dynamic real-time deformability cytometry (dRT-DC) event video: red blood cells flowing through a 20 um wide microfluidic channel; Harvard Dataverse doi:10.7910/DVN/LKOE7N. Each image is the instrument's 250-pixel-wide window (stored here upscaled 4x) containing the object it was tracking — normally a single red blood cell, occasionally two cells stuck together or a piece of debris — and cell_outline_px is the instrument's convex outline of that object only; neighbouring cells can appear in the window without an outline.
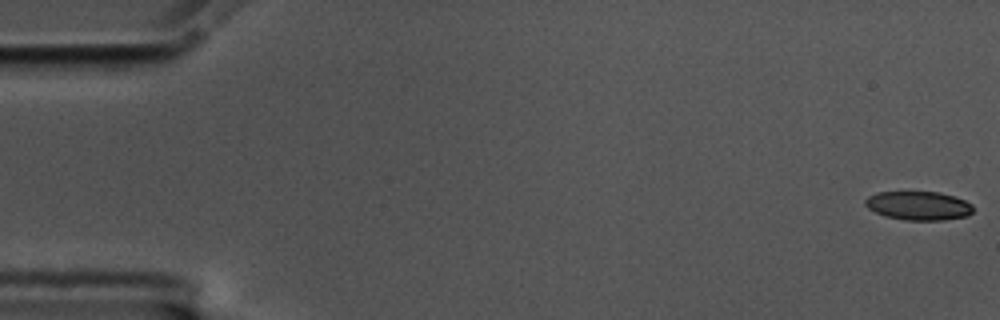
{"species": "common noctule bat (a hibernating species)", "species_latin": "Nyctalus noctula", "temperature_condition": "cold", "stored_images_in_passage": 58, "camera_frame_rate_fps": 3000, "um_per_image_px": 0.085, "animal": {"sex": "male", "body_mass_g": 17.5, "forearm_length_mm": 52.3}, "frame": {"image": 1, "passage_image": 1, "time_ms": 0.0, "image_size_px": [1000, 320], "cell_outline_px": [[972, 212], [968, 216], [944, 220], [904, 220], [884, 216], [868, 208], [864, 204], [864, 200], [868, 196], [876, 192], [940, 192], [956, 196], [972, 204]], "centroid_in_image_um": [78.07, 17.48], "position_along_channel_um": 6.9, "area_um2": 18.26}}
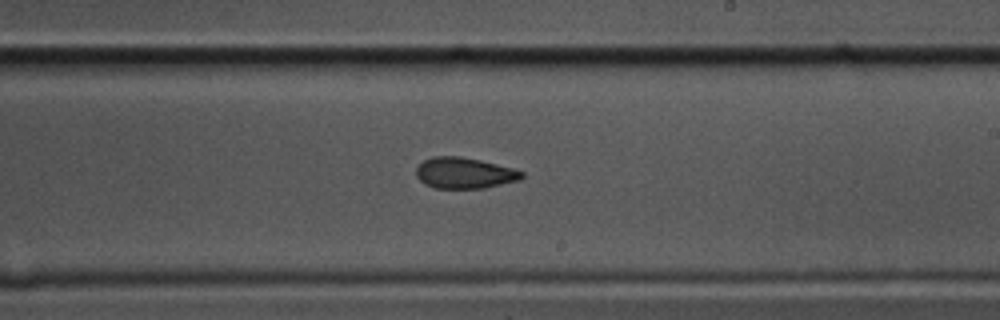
{"frame": {"image": 2, "passage_image": 34, "time_ms": 11.0, "image_size_px": [1000, 320], "cell_outline_px": [[524, 176], [520, 180], [484, 188], [436, 188], [424, 184], [416, 176], [416, 168], [424, 160], [432, 156], [460, 156], [480, 160], [512, 168], [524, 172]], "centroid_in_image_um": [39.47, 14.7], "position_along_channel_um": 249.5, "area_um2": 19.07}}
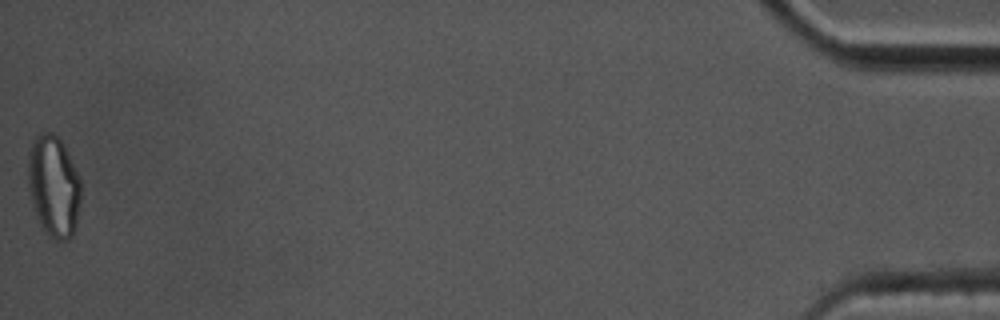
{"frame": {"image": 3, "passage_image": 58, "time_ms": 19.0, "image_size_px": [1000, 320], "cell_outline_px": [[80, 200], [76, 224], [72, 236], [68, 240], [56, 240], [48, 236], [40, 224], [36, 216], [32, 204], [28, 188], [28, 152], [32, 140], [40, 132], [52, 132], [64, 144], [80, 176]], "centroid_in_image_um": [4.55, 15.81], "position_along_channel_um": 430.6, "area_um2": 31.62}, "authors_computed_cell_mechanics": {"area_um2": 19.652, "velocity_mm_per_s": 3.487, "shape_relaxation_time_tau1_ms": null, "shape_relaxation_time_tau2_ms": 3.58, "deformation_change_tau1": null, "deformation_change_tau2": 0.0961}}